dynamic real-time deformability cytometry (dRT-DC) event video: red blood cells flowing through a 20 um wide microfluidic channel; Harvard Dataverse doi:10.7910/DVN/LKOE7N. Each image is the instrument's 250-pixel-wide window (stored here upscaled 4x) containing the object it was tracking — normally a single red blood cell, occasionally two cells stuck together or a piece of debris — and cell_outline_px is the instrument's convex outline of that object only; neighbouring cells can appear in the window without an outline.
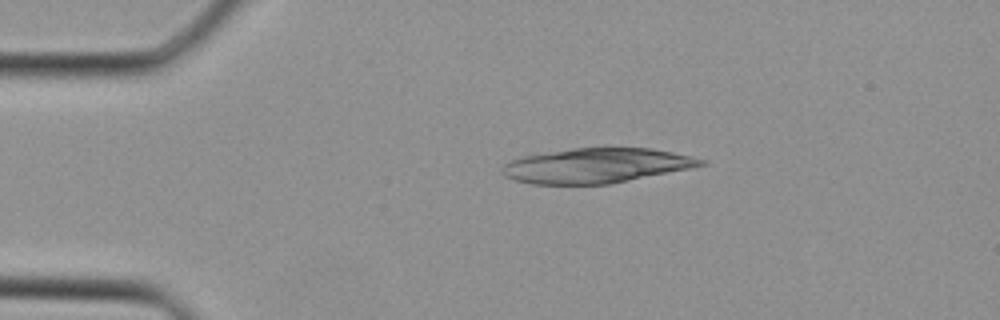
{"species": "Egyptian fruit bat (a non-hibernating species)", "species_latin": "Rousettus aegyptiacus", "temperature_condition": "cold", "stored_images_in_passage": 5, "camera_frame_rate_fps": 3000, "um_per_image_px": 0.085, "animal": {"sex": "female"}, "frame": {"image": 1, "passage_image": 1, "time_ms": 0.0, "image_size_px": [1000, 320], "cell_outline_px": [[708, 164], [612, 184], [532, 184], [516, 180], [504, 176], [500, 172], [500, 168], [504, 164], [512, 160], [524, 156], [572, 148], [604, 144], [652, 148], [672, 152], [708, 160]], "centroid_in_image_um": [50.72, 14.03], "position_along_channel_um": 34.3, "area_um2": 41.33}}